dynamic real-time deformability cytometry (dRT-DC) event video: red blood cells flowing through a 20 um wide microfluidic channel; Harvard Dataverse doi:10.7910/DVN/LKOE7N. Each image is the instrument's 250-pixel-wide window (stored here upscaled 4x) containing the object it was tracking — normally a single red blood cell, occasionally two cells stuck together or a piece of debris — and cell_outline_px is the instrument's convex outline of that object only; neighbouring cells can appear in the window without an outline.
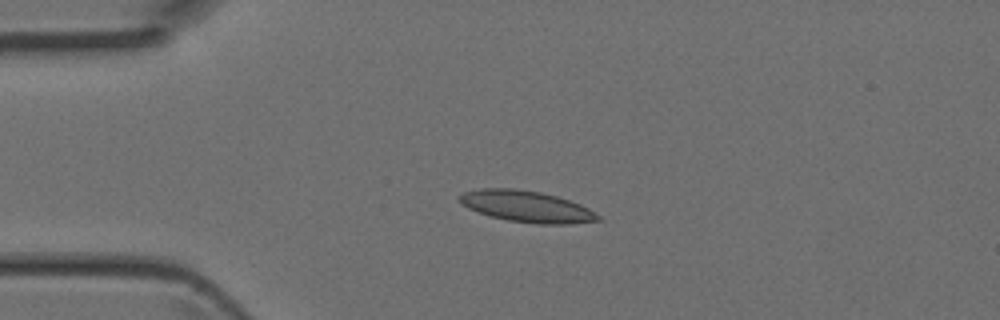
{"species": "Egyptian fruit bat (a non-hibernating species)", "species_latin": "Rousettus aegyptiacus", "temperature_condition": "room temperature", "stored_images_in_passage": 3, "camera_frame_rate_fps": 3000, "um_per_image_px": 0.085, "animal": {"sex": "female"}, "frame": {"image": 1, "passage_image": 2, "time_ms": 0.333, "image_size_px": [1000, 320], "cell_outline_px": [[604, 220], [568, 224], [540, 224], [508, 220], [488, 216], [468, 208], [460, 204], [456, 196], [464, 192], [480, 188], [516, 188], [540, 192], [556, 196], [580, 204], [588, 208], [600, 216]], "centroid_in_image_um": [44.73, 17.55], "position_along_channel_um": 40.3, "area_um2": 25.49}}
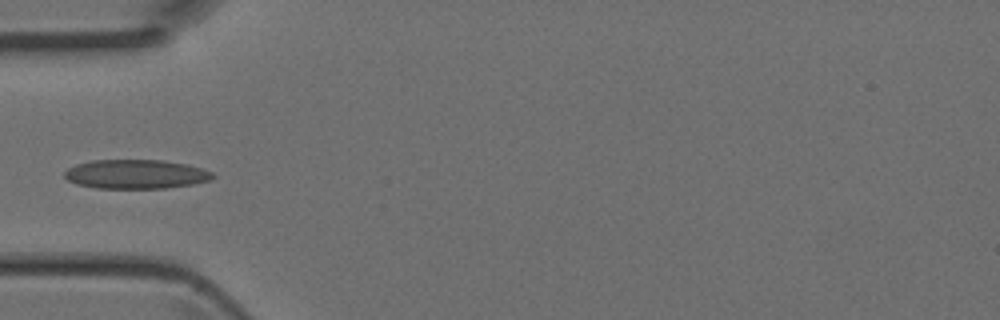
{"frame": {"image": 2, "passage_image": 3, "time_ms": 0.667, "image_size_px": [1000, 320], "cell_outline_px": [[216, 176], [208, 180], [192, 184], [164, 188], [96, 188], [76, 184], [68, 180], [64, 176], [64, 172], [68, 168], [76, 164], [92, 160], [164, 160], [188, 164], [212, 172]], "centroid_in_image_um": [11.53, 14.8], "position_along_channel_um": 73.5, "area_um2": 25.14}}